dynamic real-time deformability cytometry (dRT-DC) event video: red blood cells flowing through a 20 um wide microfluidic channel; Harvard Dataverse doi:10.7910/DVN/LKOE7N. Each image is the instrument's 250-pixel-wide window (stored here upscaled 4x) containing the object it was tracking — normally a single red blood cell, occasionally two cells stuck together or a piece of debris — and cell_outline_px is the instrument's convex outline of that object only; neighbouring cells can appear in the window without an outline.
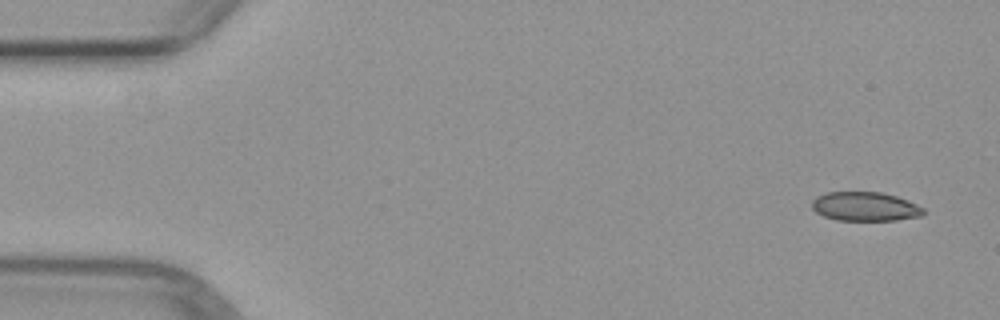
{"species": "common noctule bat (a hibernating species)", "species_latin": "Nyctalus noctula", "temperature_condition": "warm", "stored_images_in_passage": 6, "camera_frame_rate_fps": 3000, "um_per_image_px": 0.085, "animal": {"sex": "female", "body_mass_g": 29.2, "forearm_length_mm": 56.3}, "frame": {"image": 1, "passage_image": 1, "time_ms": 0.0, "image_size_px": [1000, 320], "cell_outline_px": [[924, 216], [896, 220], [836, 220], [824, 216], [816, 212], [812, 208], [812, 200], [816, 196], [828, 192], [880, 192], [896, 196], [908, 200], [924, 208]], "centroid_in_image_um": [73.54, 17.55], "position_along_channel_um": 11.5, "area_um2": 18.96}}
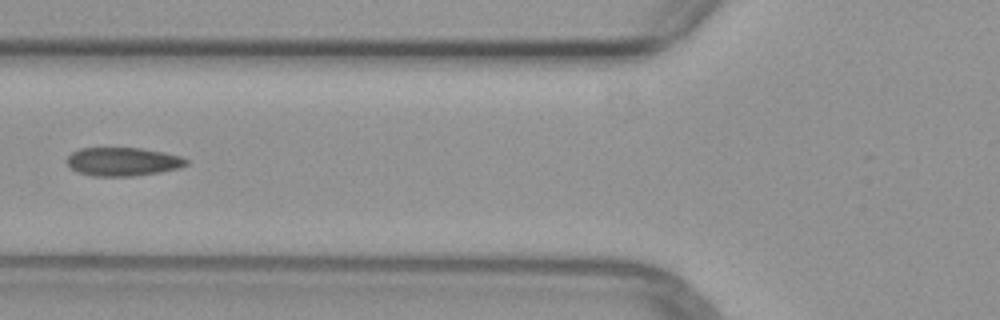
{"frame": {"image": 2, "passage_image": 6, "time_ms": 5.667, "image_size_px": [1000, 320], "cell_outline_px": [[188, 164], [180, 168], [160, 172], [132, 176], [92, 176], [80, 172], [72, 168], [68, 164], [68, 156], [72, 152], [80, 148], [140, 148], [164, 152], [180, 156], [188, 160]], "centroid_in_image_um": [10.48, 13.74], "position_along_channel_um": 115.3, "area_um2": 19.71}}